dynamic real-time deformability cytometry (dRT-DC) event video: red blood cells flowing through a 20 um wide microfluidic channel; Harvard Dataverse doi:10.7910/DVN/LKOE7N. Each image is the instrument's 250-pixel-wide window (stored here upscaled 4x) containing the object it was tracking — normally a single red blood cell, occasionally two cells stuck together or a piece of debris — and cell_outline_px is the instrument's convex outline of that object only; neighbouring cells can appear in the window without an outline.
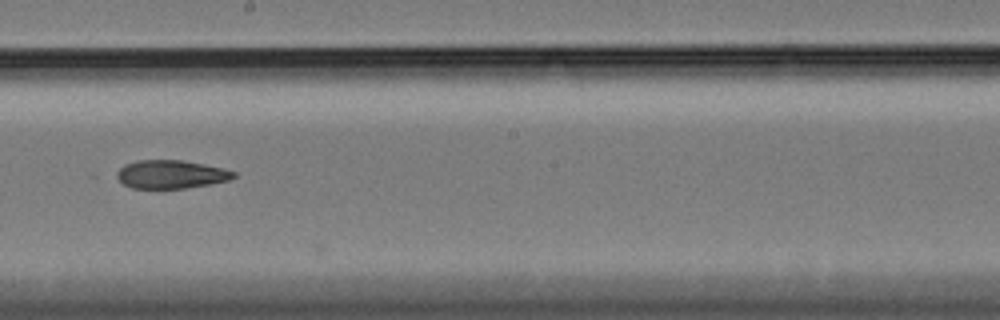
{"species": "Egyptian fruit bat (a non-hibernating species)", "species_latin": "Rousettus aegyptiacus", "temperature_condition": "cold", "stored_images_in_passage": 23, "camera_frame_rate_fps": 3000, "um_per_image_px": 0.085, "animal": {"sex": "female"}, "frame": {"image": 1, "passage_image": 18, "time_ms": 5.667, "image_size_px": [1000, 320], "cell_outline_px": [[236, 176], [228, 180], [208, 184], [184, 188], [132, 188], [124, 184], [112, 176], [124, 164], [136, 160], [180, 160], [204, 164], [224, 168], [236, 172]], "centroid_in_image_um": [14.48, 14.81], "position_along_channel_um": 233.7, "area_um2": 19.36}}
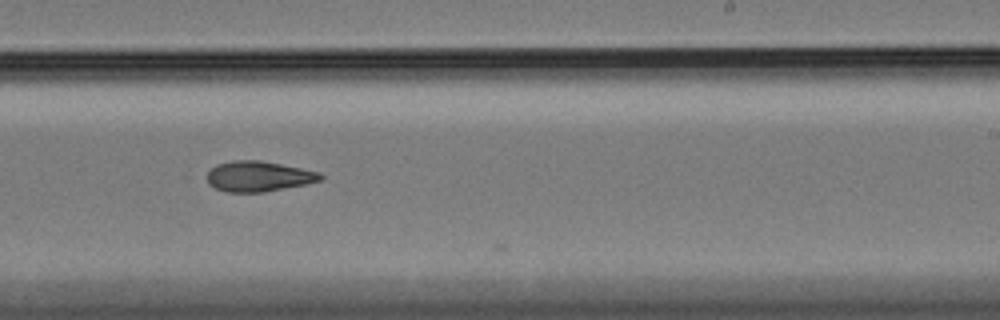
{"frame": {"image": 2, "passage_image": 21, "time_ms": 6.667, "image_size_px": [1000, 320], "cell_outline_px": [[324, 176], [320, 180], [308, 184], [264, 192], [228, 192], [216, 188], [208, 184], [208, 172], [216, 164], [232, 160], [260, 160], [320, 172]], "centroid_in_image_um": [21.98, 14.99], "position_along_channel_um": 267.0, "area_um2": 20.06}}